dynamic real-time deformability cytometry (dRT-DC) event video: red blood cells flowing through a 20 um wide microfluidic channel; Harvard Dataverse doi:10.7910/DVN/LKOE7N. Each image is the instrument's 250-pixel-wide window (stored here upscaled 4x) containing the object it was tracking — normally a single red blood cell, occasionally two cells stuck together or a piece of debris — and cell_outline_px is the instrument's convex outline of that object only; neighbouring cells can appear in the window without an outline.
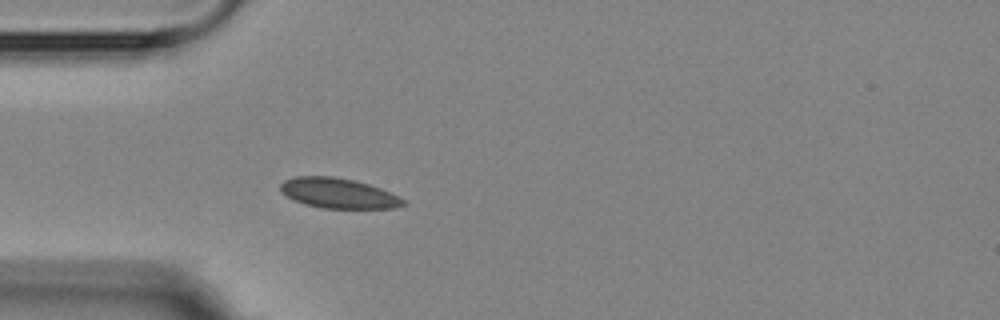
{"species": "Egyptian fruit bat (a non-hibernating species)", "species_latin": "Rousettus aegyptiacus", "temperature_condition": "room temperature", "stored_images_in_passage": 5, "camera_frame_rate_fps": 3000, "um_per_image_px": 0.085, "animal": {"sex": "female"}, "frame": {"image": 1, "passage_image": 5, "time_ms": 4.667, "image_size_px": [1000, 320], "cell_outline_px": [[408, 204], [396, 208], [320, 208], [304, 204], [280, 192], [280, 184], [284, 180], [296, 176], [332, 176], [352, 180], [368, 184], [380, 188], [404, 200]], "centroid_in_image_um": [28.74, 16.43], "position_along_channel_um": 56.3, "area_um2": 21.39}}